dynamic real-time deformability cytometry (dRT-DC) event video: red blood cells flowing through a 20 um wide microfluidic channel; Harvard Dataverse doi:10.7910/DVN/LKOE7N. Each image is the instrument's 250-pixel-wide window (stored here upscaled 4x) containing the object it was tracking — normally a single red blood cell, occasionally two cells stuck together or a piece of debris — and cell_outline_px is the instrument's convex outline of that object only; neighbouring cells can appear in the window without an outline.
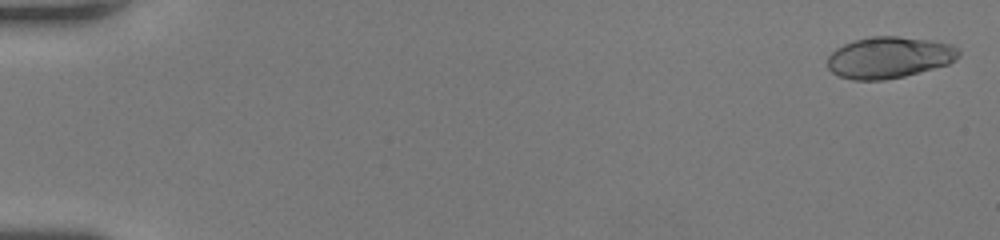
{"species": "human", "species_latin": "Homo sapiens", "temperature_condition": "room temperature", "stored_images_in_passage": 63, "camera_frame_rate_fps": 3000, "um_per_image_px": 0.085, "donor": {"sex": "female"}, "frame": {"image": 1, "passage_image": 2, "time_ms": 0.333, "image_size_px": [1000, 240], "cell_outline_px": [[960, 56], [956, 60], [948, 64], [904, 76], [884, 80], [852, 80], [840, 76], [832, 72], [828, 68], [828, 56], [836, 48], [844, 44], [856, 40], [872, 36], [900, 36], [932, 40], [952, 44], [960, 48]], "centroid_in_image_um": [75.61, 4.87], "position_along_channel_um": 9.4, "area_um2": 31.85}}
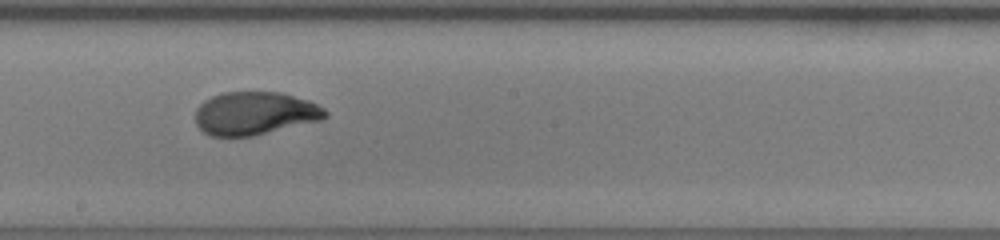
{"frame": {"image": 2, "passage_image": 37, "time_ms": 12.0, "image_size_px": [1000, 240], "cell_outline_px": [[328, 116], [320, 120], [252, 136], [212, 136], [204, 132], [196, 124], [196, 108], [204, 100], [212, 96], [224, 92], [280, 92], [308, 100], [324, 108], [328, 112]], "centroid_in_image_um": [21.65, 9.63], "position_along_channel_um": 226.6, "area_um2": 32.48}}
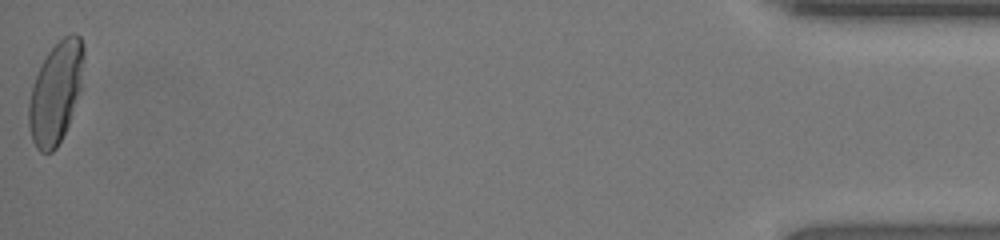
{"frame": {"image": 3, "passage_image": 63, "time_ms": 20.667, "image_size_px": [1000, 240], "cell_outline_px": [[84, 88], [68, 124], [56, 148], [52, 152], [40, 152], [36, 148], [32, 140], [28, 128], [28, 104], [32, 84], [48, 52], [64, 36], [72, 32], [80, 36], [84, 44]], "centroid_in_image_um": [4.78, 7.86], "position_along_channel_um": 430.4, "area_um2": 33.18}}